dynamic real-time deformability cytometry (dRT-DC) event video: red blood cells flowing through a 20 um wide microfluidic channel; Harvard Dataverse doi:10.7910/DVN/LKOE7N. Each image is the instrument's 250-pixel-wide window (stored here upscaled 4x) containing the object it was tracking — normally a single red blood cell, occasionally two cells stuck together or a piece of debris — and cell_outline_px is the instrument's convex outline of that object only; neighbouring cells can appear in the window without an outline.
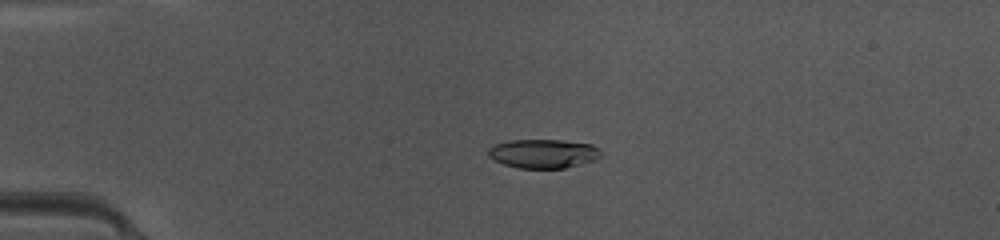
{"species": "common noctule bat (a hibernating species)", "species_latin": "Nyctalus noctula", "temperature_condition": "warm", "stored_images_in_passage": 42, "camera_frame_rate_fps": 3000, "um_per_image_px": 0.085, "animal": {"sex": "female", "body_mass_g": 10.0, "forearm_length_mm": 53.1}, "frame": {"image": 1, "passage_image": 6, "time_ms": 1.667, "image_size_px": [1000, 240], "cell_outline_px": [[604, 156], [596, 160], [564, 168], [516, 168], [504, 164], [488, 156], [488, 148], [496, 144], [512, 140], [560, 140], [592, 144], [604, 152]], "centroid_in_image_um": [46.24, 13.06], "position_along_channel_um": 38.8, "area_um2": 19.13}}
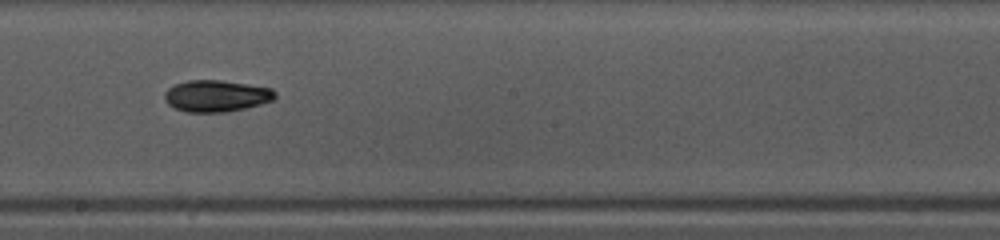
{"frame": {"image": 2, "passage_image": 22, "time_ms": 7.0, "image_size_px": [1000, 240], "cell_outline_px": [[276, 96], [272, 100], [260, 104], [228, 112], [184, 112], [168, 104], [164, 100], [164, 92], [168, 88], [176, 84], [188, 80], [220, 80], [272, 88], [276, 92]], "centroid_in_image_um": [18.36, 8.15], "position_along_channel_um": 229.8, "area_um2": 20.35}}
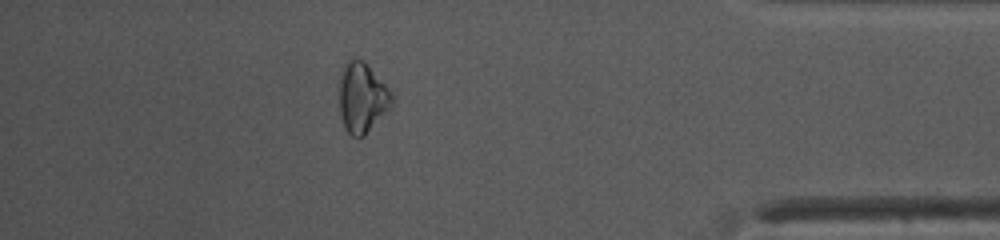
{"frame": {"image": 3, "passage_image": 37, "time_ms": 12.0, "image_size_px": [1000, 240], "cell_outline_px": [[392, 108], [364, 136], [352, 136], [344, 128], [340, 112], [340, 80], [344, 64], [348, 60], [364, 60], [388, 88], [392, 96]], "centroid_in_image_um": [30.8, 8.33], "position_along_channel_um": 404.4, "area_um2": 21.27}, "authors_computed_cell_mechanics": {"area_um2": 19.7098, "velocity_mm_per_s": 4.1838, "shape_relaxation_time_tau1_ms": 4.9674, "shape_relaxation_time_tau2_ms": null, "deformation_change_tau1": 0.1195, "deformation_change_tau2": null}}